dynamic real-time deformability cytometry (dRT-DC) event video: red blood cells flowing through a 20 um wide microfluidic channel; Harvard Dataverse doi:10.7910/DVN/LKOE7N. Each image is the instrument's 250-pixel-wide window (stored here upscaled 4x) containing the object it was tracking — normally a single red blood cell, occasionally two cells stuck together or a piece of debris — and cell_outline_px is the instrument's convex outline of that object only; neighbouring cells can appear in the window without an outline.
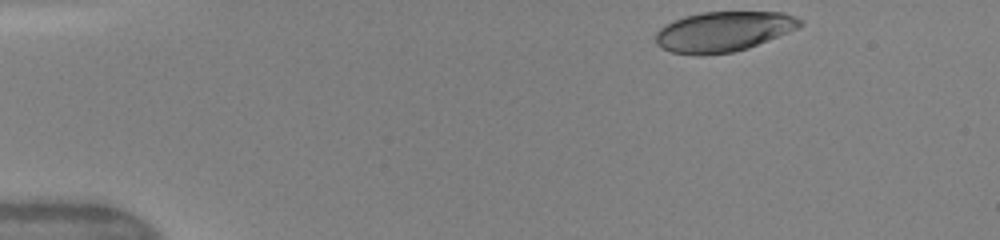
{"species": "human", "species_latin": "Homo sapiens", "temperature_condition": "warm", "stored_images_in_passage": 43, "camera_frame_rate_fps": 3000, "um_per_image_px": 0.085, "donor": {"sex": "female"}, "frame": {"image": 1, "passage_image": 1, "time_ms": 0.0, "image_size_px": [1000, 240], "cell_outline_px": [[804, 24], [788, 32], [748, 48], [732, 52], [700, 56], [672, 52], [660, 48], [656, 44], [656, 32], [660, 28], [684, 16], [700, 12], [780, 12], [804, 20]], "centroid_in_image_um": [61.47, 2.69], "position_along_channel_um": 23.5, "area_um2": 33.64}}
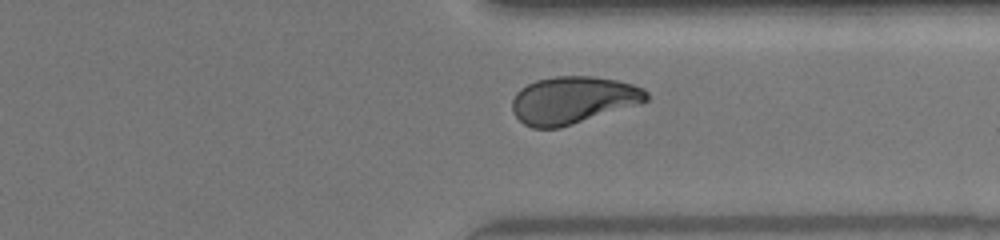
{"frame": {"image": 2, "passage_image": 32, "time_ms": 10.333, "image_size_px": [1000, 240], "cell_outline_px": [[648, 100], [644, 104], [560, 128], [532, 128], [524, 124], [512, 112], [512, 100], [516, 92], [520, 88], [536, 80], [556, 76], [592, 76], [616, 80], [632, 84], [644, 88], [648, 92]], "centroid_in_image_um": [48.74, 8.52], "position_along_channel_um": 362.7, "area_um2": 37.57}}
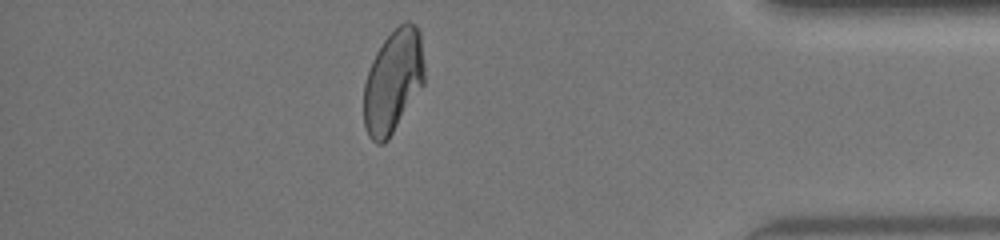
{"frame": {"image": 3, "passage_image": 37, "time_ms": 12.0, "image_size_px": [1000, 240], "cell_outline_px": [[424, 84], [388, 140], [384, 144], [376, 144], [368, 136], [364, 124], [364, 84], [372, 60], [376, 52], [384, 40], [404, 20], [408, 20], [416, 24], [420, 32], [424, 68]], "centroid_in_image_um": [33.41, 6.92], "position_along_channel_um": 401.8, "area_um2": 36.53}, "authors_computed_cell_mechanics": {"area_um2": 36.7608, "velocity_mm_per_s": 4.1763, "shape_relaxation_time_tau1_ms": 4.5456, "shape_relaxation_time_tau2_ms": 1.147, "deformation_change_tau1": 0.1692, "deformation_change_tau2": 0.0611}}